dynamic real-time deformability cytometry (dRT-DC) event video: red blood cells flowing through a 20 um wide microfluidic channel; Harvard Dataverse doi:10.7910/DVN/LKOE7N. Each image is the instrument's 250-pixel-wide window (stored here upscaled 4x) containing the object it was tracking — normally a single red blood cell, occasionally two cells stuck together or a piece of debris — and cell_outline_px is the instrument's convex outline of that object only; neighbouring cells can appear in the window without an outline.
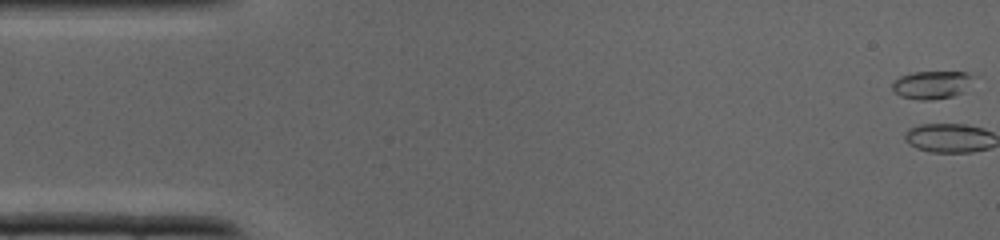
{"species": "common noctule bat (a hibernating species)", "species_latin": "Nyctalus noctula", "temperature_condition": "cold", "stored_images_in_passage": 38, "segment_of_instrument_passage": [1, 2], "camera_frame_rate_fps": 3000, "um_per_image_px": 0.085, "animal": {"sex": "male", "body_mass_g": 19.0, "forearm_length_mm": 50.8}, "frame": {"image": 1, "passage_image": 1, "time_ms": 0.0, "image_size_px": [1000, 240], "cell_outline_px": [[972, 76], [964, 92], [952, 96], [932, 100], [920, 100], [900, 96], [892, 92], [892, 84], [900, 76], [912, 72], [968, 72]], "centroid_in_image_um": [79.14, 7.22], "position_along_channel_um": 5.9, "area_um2": 13.12}}